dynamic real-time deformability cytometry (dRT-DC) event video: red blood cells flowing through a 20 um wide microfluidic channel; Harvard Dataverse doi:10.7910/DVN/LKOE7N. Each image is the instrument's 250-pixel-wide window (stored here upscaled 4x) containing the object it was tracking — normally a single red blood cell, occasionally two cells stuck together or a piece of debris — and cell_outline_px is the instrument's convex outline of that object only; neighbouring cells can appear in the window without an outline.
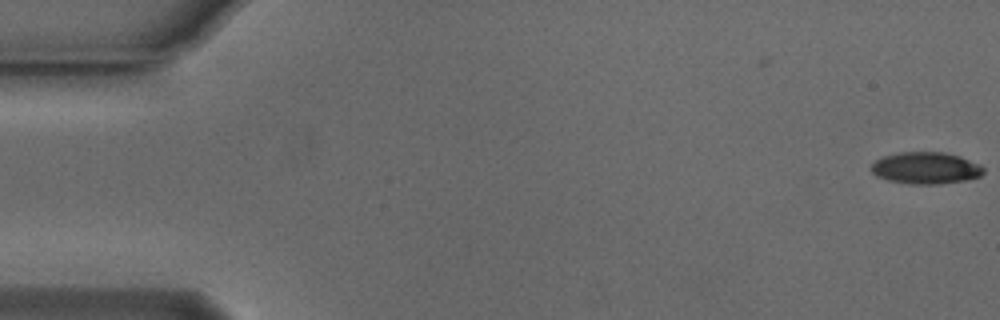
{"species": "Egyptian fruit bat (a non-hibernating species)", "species_latin": "Rousettus aegyptiacus", "temperature_condition": "cold", "stored_images_in_passage": 5, "camera_frame_rate_fps": 3000, "um_per_image_px": 0.085, "animal": {"sex": "male"}, "frame": {"image": 1, "passage_image": 5, "time_ms": 1.333, "image_size_px": [1000, 320], "cell_outline_px": [[984, 172], [980, 176], [964, 180], [940, 184], [912, 184], [888, 180], [876, 176], [872, 172], [872, 164], [876, 160], [884, 156], [900, 152], [944, 152], [960, 156], [980, 164], [984, 168]], "centroid_in_image_um": [78.71, 14.28], "position_along_channel_um": 6.3, "area_um2": 20.75}}